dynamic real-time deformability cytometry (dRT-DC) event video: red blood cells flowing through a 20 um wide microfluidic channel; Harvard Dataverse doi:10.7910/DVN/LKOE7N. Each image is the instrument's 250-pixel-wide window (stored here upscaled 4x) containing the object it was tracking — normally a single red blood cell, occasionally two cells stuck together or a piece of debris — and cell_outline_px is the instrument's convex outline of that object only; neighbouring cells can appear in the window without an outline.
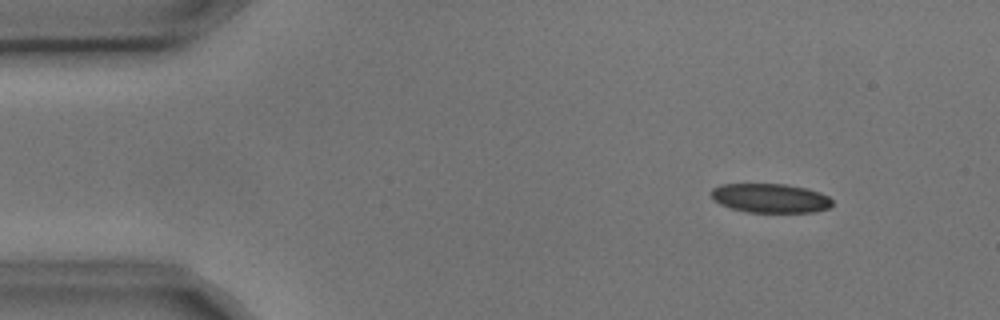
{"species": "common noctule bat (a hibernating species)", "species_latin": "Nyctalus noctula", "temperature_condition": "cold", "stored_images_in_passage": 6, "camera_frame_rate_fps": 3000, "um_per_image_px": 0.085, "animal": {"sex": "male", "body_mass_g": 17.9, "forearm_length_mm": 54.2}, "frame": {"image": 1, "passage_image": 2, "time_ms": 0.333, "image_size_px": [1000, 320], "cell_outline_px": [[832, 204], [828, 208], [812, 212], [744, 212], [720, 204], [712, 200], [708, 192], [712, 188], [720, 184], [784, 184], [808, 188], [820, 192], [828, 196], [832, 200]], "centroid_in_image_um": [65.42, 16.83], "position_along_channel_um": 19.6, "area_um2": 20.81}}
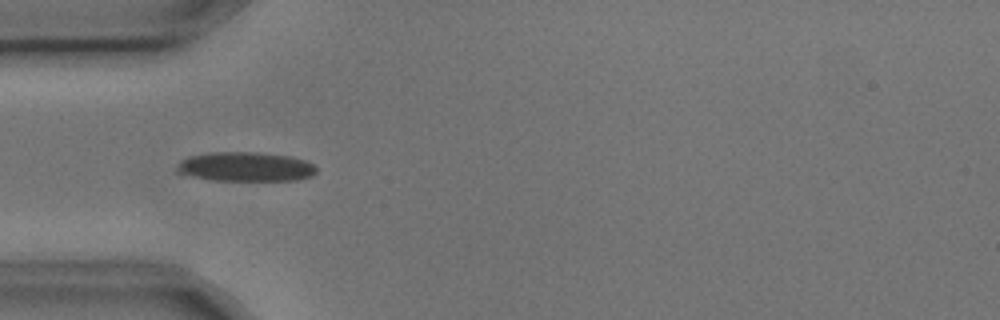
{"frame": {"image": 2, "passage_image": 5, "time_ms": 1.333, "image_size_px": [1000, 320], "cell_outline_px": [[316, 172], [312, 176], [300, 180], [212, 180], [176, 172], [176, 168], [180, 160], [188, 156], [212, 152], [260, 152], [288, 156], [304, 160], [312, 164], [316, 168]], "centroid_in_image_um": [20.87, 14.17], "position_along_channel_um": 64.1, "area_um2": 23.81}}